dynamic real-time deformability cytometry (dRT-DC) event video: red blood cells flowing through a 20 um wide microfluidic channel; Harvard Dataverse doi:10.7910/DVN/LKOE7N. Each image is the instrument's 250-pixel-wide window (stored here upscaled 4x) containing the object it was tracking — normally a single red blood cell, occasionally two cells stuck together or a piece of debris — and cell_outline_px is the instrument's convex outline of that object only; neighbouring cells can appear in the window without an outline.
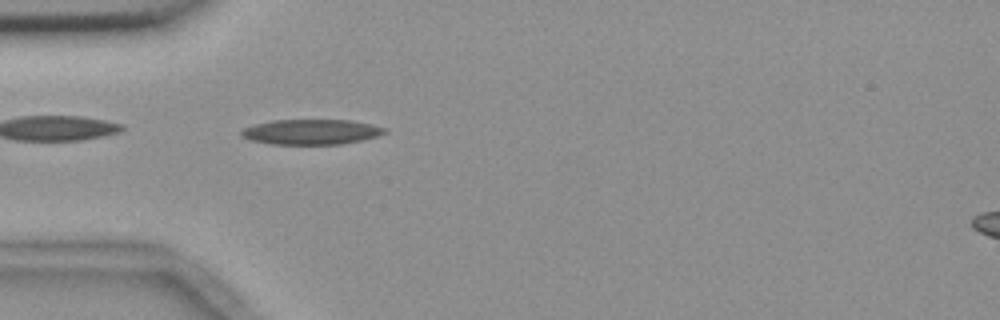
{"species": "common noctule bat (a hibernating species)", "species_latin": "Nyctalus noctula", "temperature_condition": "room temperature", "stored_images_in_passage": 41, "camera_frame_rate_fps": 3000, "um_per_image_px": 0.085, "animal": {"sex": "female", "body_mass_g": 18.4}, "frame": {"image": 1, "passage_image": 2, "time_ms": 0.333, "image_size_px": [1000, 320], "cell_outline_px": [[388, 132], [376, 136], [360, 140], [340, 144], [272, 144], [252, 140], [240, 136], [240, 132], [244, 128], [256, 124], [272, 120], [352, 120], [388, 128]], "centroid_in_image_um": [26.47, 11.2], "position_along_channel_um": 58.5, "area_um2": 20.92}}
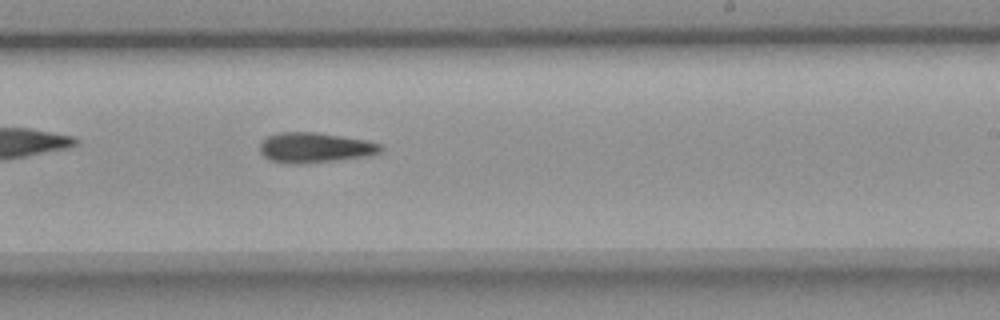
{"frame": {"image": 2, "passage_image": 19, "time_ms": 6.0, "image_size_px": [1000, 320], "cell_outline_px": [[384, 148], [380, 152], [368, 156], [336, 160], [300, 164], [292, 164], [268, 160], [260, 152], [260, 140], [268, 136], [280, 132], [316, 132], [364, 140], [380, 144]], "centroid_in_image_um": [26.72, 12.55], "position_along_channel_um": 262.3, "area_um2": 21.21}}
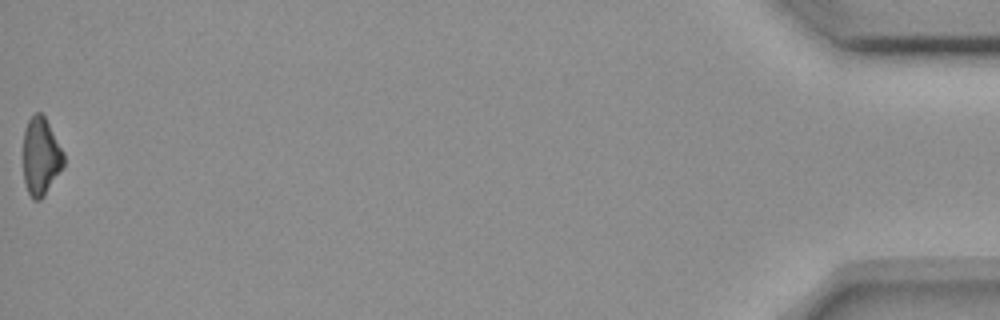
{"frame": {"image": 3, "passage_image": 41, "time_ms": 13.333, "image_size_px": [1000, 320], "cell_outline_px": [[64, 164], [44, 196], [40, 200], [32, 200], [28, 192], [24, 180], [24, 128], [28, 120], [36, 112], [40, 112], [44, 116], [64, 152]], "centroid_in_image_um": [3.47, 13.3], "position_along_channel_um": 431.7, "area_um2": 18.15}, "authors_computed_cell_mechanics": {"area_um2": 20.1722, "velocity_mm_per_s": 3.6622, "shape_relaxation_time_tau1_ms": 10.1726, "shape_relaxation_time_tau2_ms": null, "deformation_change_tau1": 0.2043, "deformation_change_tau2": null}}